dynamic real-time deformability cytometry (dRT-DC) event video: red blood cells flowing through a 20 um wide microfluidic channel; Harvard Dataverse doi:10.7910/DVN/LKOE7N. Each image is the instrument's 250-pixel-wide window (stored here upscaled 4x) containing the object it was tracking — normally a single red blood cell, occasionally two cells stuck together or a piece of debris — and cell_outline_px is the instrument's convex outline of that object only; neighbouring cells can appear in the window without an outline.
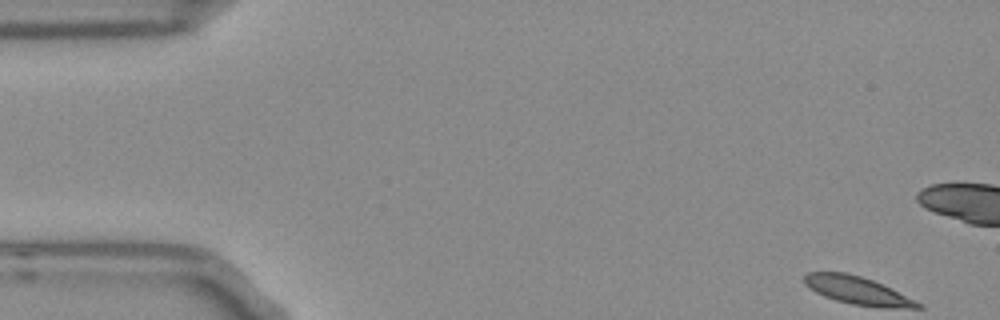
{"species": "Egyptian fruit bat (a non-hibernating species)", "species_latin": "Rousettus aegyptiacus", "temperature_condition": "room temperature", "stored_images_in_passage": 15, "camera_frame_rate_fps": 3000, "um_per_image_px": 0.085, "frame": {"image": 1, "passage_image": 1, "time_ms": 0.0, "image_size_px": [1000, 320], "cell_outline_px": [[912, 304], [864, 304], [844, 300], [832, 296], [824, 292], [840, 276], [852, 276], [876, 284], [900, 296]], "centroid_in_image_um": [73.35, 24.83], "position_along_channel_um": 11.7, "area_um2": 10.29}}